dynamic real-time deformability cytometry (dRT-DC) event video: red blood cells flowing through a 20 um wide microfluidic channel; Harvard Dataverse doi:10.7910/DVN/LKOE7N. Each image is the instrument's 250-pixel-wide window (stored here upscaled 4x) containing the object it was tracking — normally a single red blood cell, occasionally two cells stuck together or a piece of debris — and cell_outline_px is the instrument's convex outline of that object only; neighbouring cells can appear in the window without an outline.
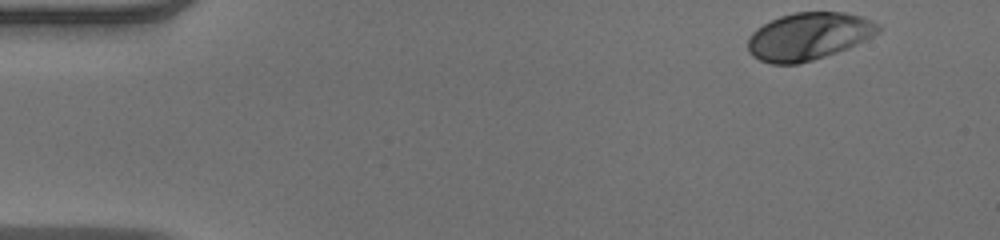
{"species": "human", "species_latin": "Homo sapiens", "temperature_condition": "warm", "stored_images_in_passage": 49, "camera_frame_rate_fps": 3000, "um_per_image_px": 0.085, "donor": {"sex": "male"}, "frame": {"image": 1, "passage_image": 1, "time_ms": 0.0, "image_size_px": [1000, 240], "cell_outline_px": [[880, 32], [856, 44], [836, 52], [812, 60], [796, 64], [772, 64], [760, 60], [752, 56], [748, 52], [748, 36], [756, 28], [780, 16], [796, 12], [844, 12], [860, 16], [872, 20], [880, 24]], "centroid_in_image_um": [68.71, 3.08], "position_along_channel_um": 16.3, "area_um2": 35.89}}
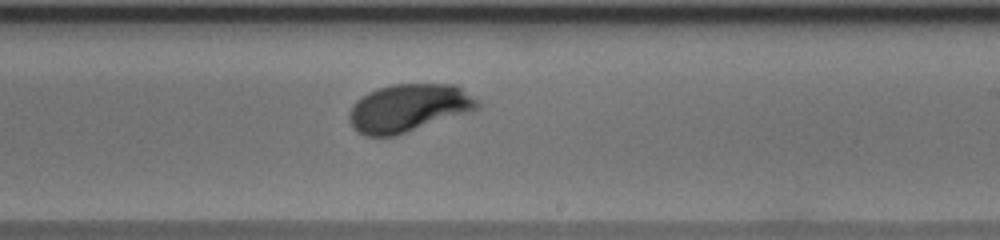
{"frame": {"image": 2, "passage_image": 28, "time_ms": 9.0, "image_size_px": [1000, 240], "cell_outline_px": [[480, 108], [472, 112], [396, 136], [364, 136], [356, 132], [352, 128], [348, 120], [348, 116], [352, 104], [356, 100], [368, 92], [392, 84], [456, 84], [480, 100]], "centroid_in_image_um": [34.75, 9.19], "position_along_channel_um": 254.3, "area_um2": 36.47}}
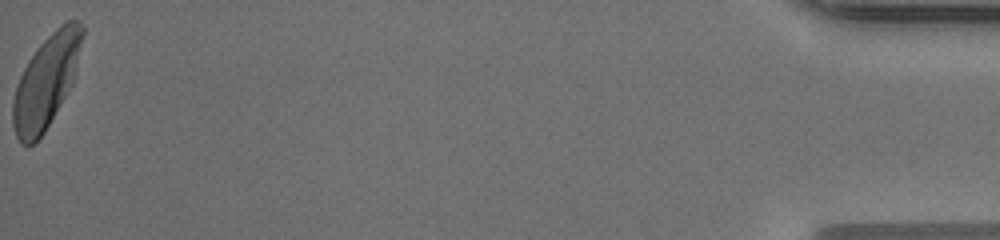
{"frame": {"image": 3, "passage_image": 49, "time_ms": 16.0, "image_size_px": [1000, 240], "cell_outline_px": [[84, 32], [72, 84], [44, 132], [32, 144], [20, 144], [16, 136], [12, 124], [12, 104], [16, 84], [28, 60], [40, 44], [60, 24], [68, 20], [80, 20], [84, 28]], "centroid_in_image_um": [3.91, 6.9], "position_along_channel_um": 431.3, "area_um2": 37.05}, "authors_computed_cell_mechanics": {"area_um2": 35.547, "velocity_mm_per_s": 3.9311, "shape_relaxation_time_tau1_ms": 2.2225, "shape_relaxation_time_tau2_ms": null, "deformation_change_tau1": 0.1434, "deformation_change_tau2": null}}